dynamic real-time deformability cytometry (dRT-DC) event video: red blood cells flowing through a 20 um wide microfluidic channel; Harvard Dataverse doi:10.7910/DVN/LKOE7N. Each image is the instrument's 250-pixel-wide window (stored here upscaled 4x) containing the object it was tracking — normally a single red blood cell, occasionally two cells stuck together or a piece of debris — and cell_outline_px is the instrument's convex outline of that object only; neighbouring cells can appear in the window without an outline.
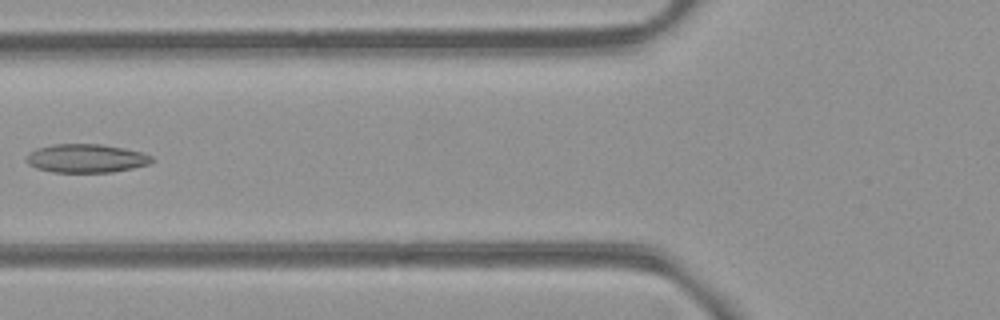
{"species": "common noctule bat (a hibernating species)", "species_latin": "Nyctalus noctula", "temperature_condition": "room temperature", "stored_images_in_passage": 6, "camera_frame_rate_fps": 3000, "um_per_image_px": 0.085, "animal": {"sex": "female", "body_mass_g": 21.9}, "frame": {"image": 1, "passage_image": 6, "time_ms": 6.333, "image_size_px": [1000, 320], "cell_outline_px": [[156, 160], [148, 164], [132, 168], [112, 172], [52, 172], [36, 168], [28, 164], [24, 160], [36, 148], [52, 144], [100, 144], [124, 148], [140, 152], [152, 156]], "centroid_in_image_um": [7.32, 13.46], "position_along_channel_um": 118.5, "area_um2": 20.87}}